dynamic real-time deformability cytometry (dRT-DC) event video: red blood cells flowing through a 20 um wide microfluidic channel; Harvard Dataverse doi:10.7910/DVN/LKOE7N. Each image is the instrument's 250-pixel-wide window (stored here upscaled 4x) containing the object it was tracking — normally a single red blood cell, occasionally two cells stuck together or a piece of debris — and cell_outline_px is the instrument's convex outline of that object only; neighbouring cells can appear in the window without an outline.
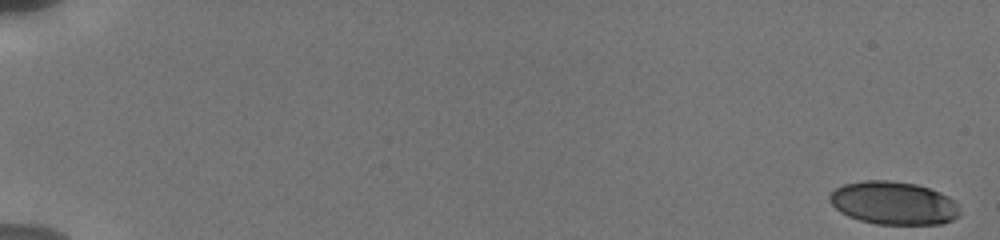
{"species": "human", "species_latin": "Homo sapiens", "temperature_condition": "cold", "stored_images_in_passage": 58, "camera_frame_rate_fps": 3000, "um_per_image_px": 0.085, "donor": {"sex": "male"}, "frame": {"image": 1, "passage_image": 1, "time_ms": 0.0, "image_size_px": [1000, 240], "cell_outline_px": [[960, 216], [952, 220], [940, 224], [876, 224], [860, 220], [848, 216], [840, 212], [828, 200], [828, 196], [836, 188], [844, 184], [864, 180], [888, 180], [916, 184], [940, 192], [948, 196], [956, 204], [960, 212]], "centroid_in_image_um": [75.94, 17.26], "position_along_channel_um": 9.1, "area_um2": 32.66}}
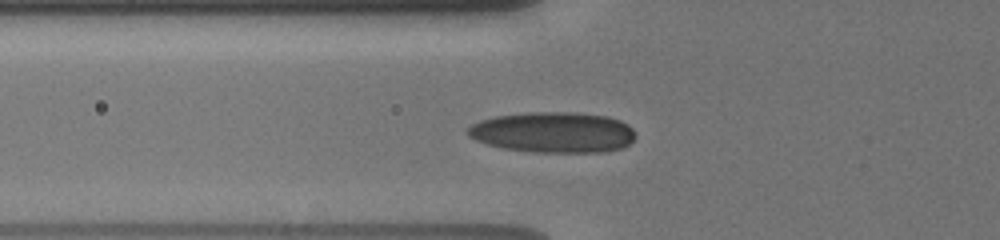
{"frame": {"image": 2, "passage_image": 19, "time_ms": 7.0, "image_size_px": [1000, 240], "cell_outline_px": [[636, 136], [628, 144], [620, 148], [608, 152], [532, 152], [504, 148], [488, 144], [476, 140], [468, 136], [464, 132], [472, 124], [480, 120], [496, 116], [524, 112], [576, 112], [608, 116], [620, 120], [628, 124], [636, 132]], "centroid_in_image_um": [47.03, 11.24], "position_along_channel_um": 78.8, "area_um2": 40.11}}
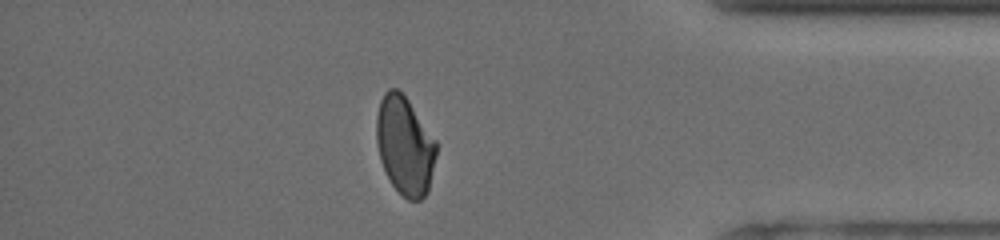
{"frame": {"image": 3, "passage_image": 52, "time_ms": 16.0, "image_size_px": [1000, 240], "cell_outline_px": [[436, 156], [428, 192], [420, 200], [408, 200], [392, 184], [380, 160], [376, 144], [376, 116], [380, 100], [384, 92], [388, 88], [396, 88], [408, 100], [436, 140]], "centroid_in_image_um": [34.4, 12.36], "position_along_channel_um": 400.8, "area_um2": 34.22}, "authors_computed_cell_mechanics": {"area_um2": 35.836, "velocity_mm_per_s": 3.8313, "shape_relaxation_time_tau1_ms": null, "shape_relaxation_time_tau2_ms": 1.7632, "deformation_change_tau1": null, "deformation_change_tau2": 0.0702}}